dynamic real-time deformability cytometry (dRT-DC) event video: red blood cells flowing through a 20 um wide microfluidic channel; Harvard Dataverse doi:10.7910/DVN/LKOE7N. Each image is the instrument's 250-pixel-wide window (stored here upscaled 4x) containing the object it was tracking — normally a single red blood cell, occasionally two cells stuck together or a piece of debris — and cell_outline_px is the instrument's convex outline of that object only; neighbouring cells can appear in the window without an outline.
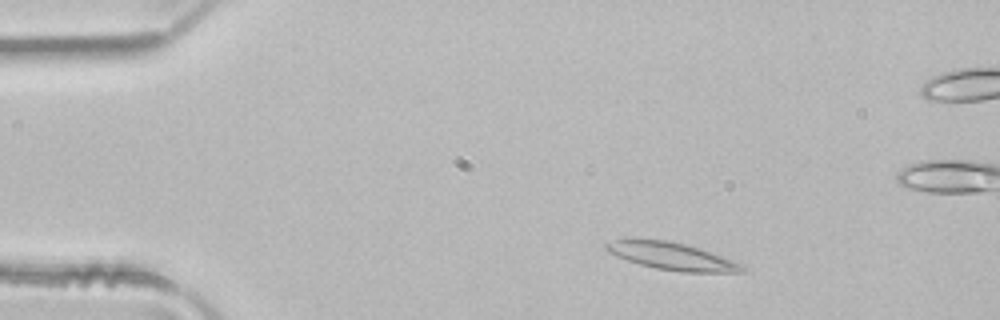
{"species": "common noctule bat (a hibernating species)", "species_latin": "Nyctalus noctula", "temperature_condition": "room temperature", "stored_images_in_passage": 4, "camera_frame_rate_fps": 3000, "um_per_image_px": 0.085, "animal": {"sex": "male", "body_mass_g": 21.5, "forearm_length_mm": 52.0}, "frame": {"image": 1, "passage_image": 2, "time_ms": 0.333, "image_size_px": [1000, 320], "cell_outline_px": [[744, 272], [680, 272], [656, 268], [640, 264], [616, 256], [608, 252], [604, 248], [604, 244], [612, 240], [668, 240], [700, 248], [744, 264]], "centroid_in_image_um": [57.13, 21.79], "position_along_channel_um": 27.9, "area_um2": 21.44}}